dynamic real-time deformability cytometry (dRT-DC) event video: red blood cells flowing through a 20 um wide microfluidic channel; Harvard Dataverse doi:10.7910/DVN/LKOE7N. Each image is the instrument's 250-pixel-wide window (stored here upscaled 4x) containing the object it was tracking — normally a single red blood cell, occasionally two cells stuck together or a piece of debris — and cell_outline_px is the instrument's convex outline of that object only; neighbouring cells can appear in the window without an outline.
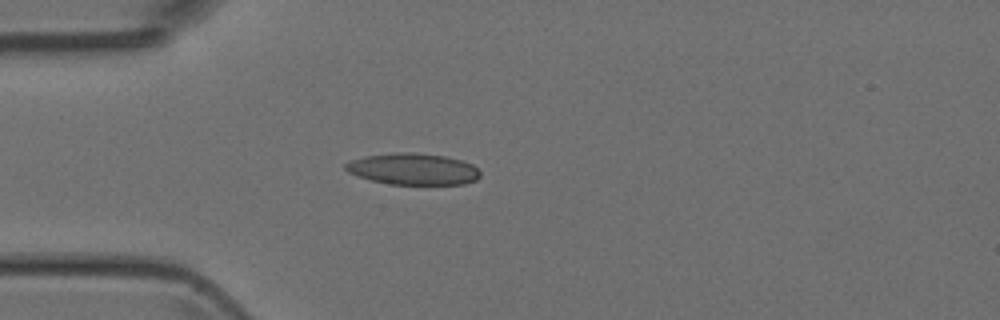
{"species": "Egyptian fruit bat (a non-hibernating species)", "species_latin": "Rousettus aegyptiacus", "temperature_condition": "room temperature", "stored_images_in_passage": 3, "camera_frame_rate_fps": 3000, "um_per_image_px": 0.085, "animal": {"sex": "female"}, "frame": {"image": 1, "passage_image": 3, "time_ms": 2.333, "image_size_px": [1000, 320], "cell_outline_px": [[480, 176], [476, 180], [464, 184], [388, 184], [372, 180], [348, 172], [344, 168], [344, 164], [352, 160], [364, 156], [396, 152], [416, 152], [444, 156], [460, 160], [472, 164], [480, 172]], "centroid_in_image_um": [35.11, 14.36], "position_along_channel_um": 49.9, "area_um2": 24.62}}